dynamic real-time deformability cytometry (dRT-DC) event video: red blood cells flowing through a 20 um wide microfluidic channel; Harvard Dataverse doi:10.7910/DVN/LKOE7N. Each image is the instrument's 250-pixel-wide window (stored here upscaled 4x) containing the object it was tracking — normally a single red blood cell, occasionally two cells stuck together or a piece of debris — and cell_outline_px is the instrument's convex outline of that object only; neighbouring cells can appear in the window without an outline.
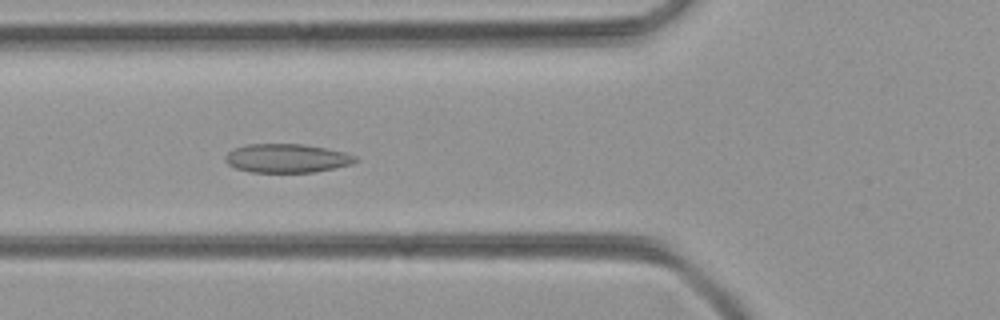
{"species": "common noctule bat (a hibernating species)", "species_latin": "Nyctalus noctula", "temperature_condition": "room temperature", "stored_images_in_passage": 41, "camera_frame_rate_fps": 3000, "um_per_image_px": 0.085, "animal": {"sex": "female", "body_mass_g": 21.9}, "frame": {"image": 1, "passage_image": 12, "time_ms": 3.667, "image_size_px": [1000, 320], "cell_outline_px": [[360, 160], [352, 164], [316, 172], [252, 172], [236, 168], [228, 164], [224, 160], [224, 156], [228, 152], [236, 148], [248, 144], [304, 144], [344, 152], [356, 156]], "centroid_in_image_um": [24.4, 13.45], "position_along_channel_um": 101.4, "area_um2": 21.79}}
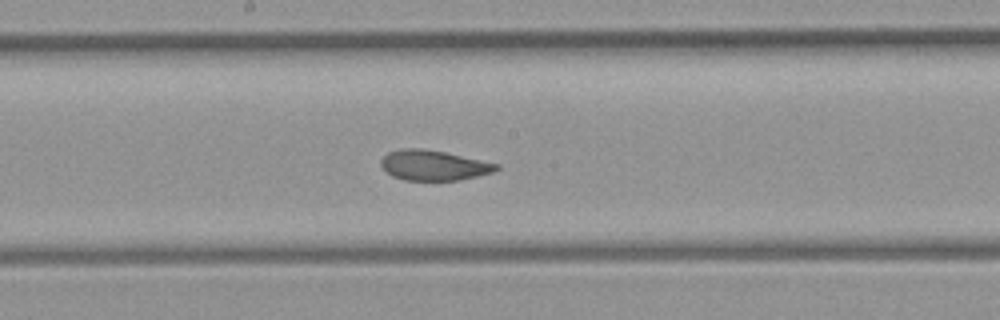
{"frame": {"image": 2, "passage_image": 20, "time_ms": 6.333, "image_size_px": [1000, 320], "cell_outline_px": [[500, 168], [492, 172], [460, 180], [404, 180], [392, 176], [380, 164], [380, 160], [388, 152], [400, 148], [420, 148], [444, 152], [500, 164]], "centroid_in_image_um": [36.85, 14.04], "position_along_channel_um": 211.4, "area_um2": 20.17}}
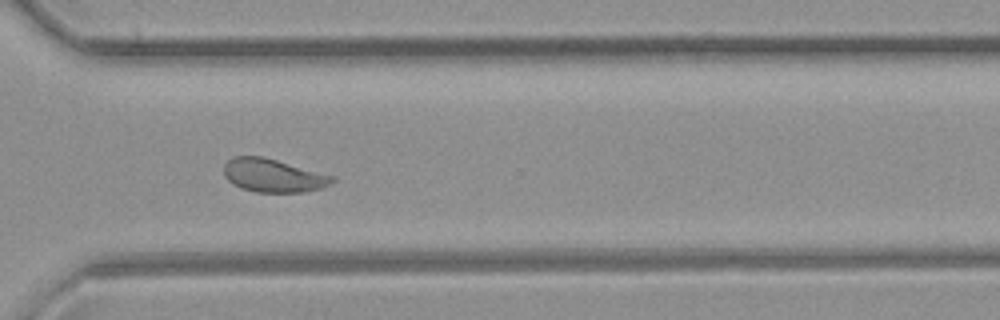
{"frame": {"image": 3, "passage_image": 30, "time_ms": 9.667, "image_size_px": [1000, 320], "cell_outline_px": [[336, 180], [332, 184], [320, 188], [304, 192], [256, 192], [240, 188], [232, 184], [224, 176], [224, 164], [232, 156], [260, 156], [276, 160], [336, 176]], "centroid_in_image_um": [23.22, 14.92], "position_along_channel_um": 347.4, "area_um2": 21.15}}